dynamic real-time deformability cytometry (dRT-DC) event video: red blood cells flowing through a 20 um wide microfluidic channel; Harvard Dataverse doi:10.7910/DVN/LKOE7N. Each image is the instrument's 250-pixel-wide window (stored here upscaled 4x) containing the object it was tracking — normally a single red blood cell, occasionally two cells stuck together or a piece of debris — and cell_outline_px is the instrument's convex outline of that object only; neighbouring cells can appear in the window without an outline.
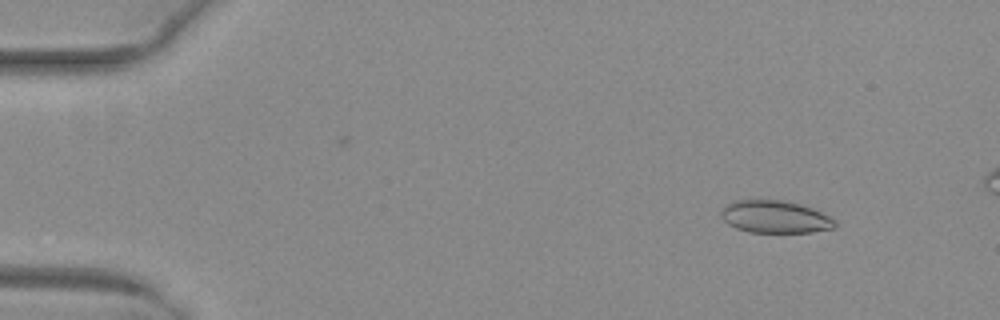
{"species": "common noctule bat (a hibernating species)", "species_latin": "Nyctalus noctula", "temperature_condition": "warm", "stored_images_in_passage": 33, "camera_frame_rate_fps": 3000, "um_per_image_px": 0.085, "animal": {"sex": "female", "body_mass_g": 29.2, "forearm_length_mm": 56.3}, "frame": {"image": 1, "passage_image": 6, "time_ms": 1.667, "image_size_px": [1000, 320], "cell_outline_px": [[836, 228], [812, 232], [748, 232], [736, 228], [728, 224], [720, 216], [720, 212], [732, 200], [784, 200], [800, 204], [812, 208], [836, 220]], "centroid_in_image_um": [65.88, 18.43], "position_along_channel_um": 19.1, "area_um2": 21.56}}
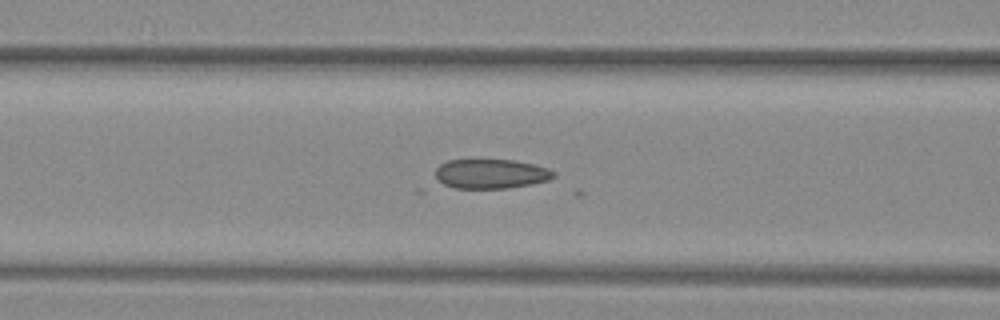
{"frame": {"image": 2, "passage_image": 22, "time_ms": 7.0, "image_size_px": [1000, 320], "cell_outline_px": [[556, 176], [548, 180], [532, 184], [508, 188], [452, 188], [436, 180], [436, 168], [440, 164], [448, 160], [516, 160], [548, 168], [556, 172]], "centroid_in_image_um": [41.73, 14.78], "position_along_channel_um": 124.9, "area_um2": 20.4}}
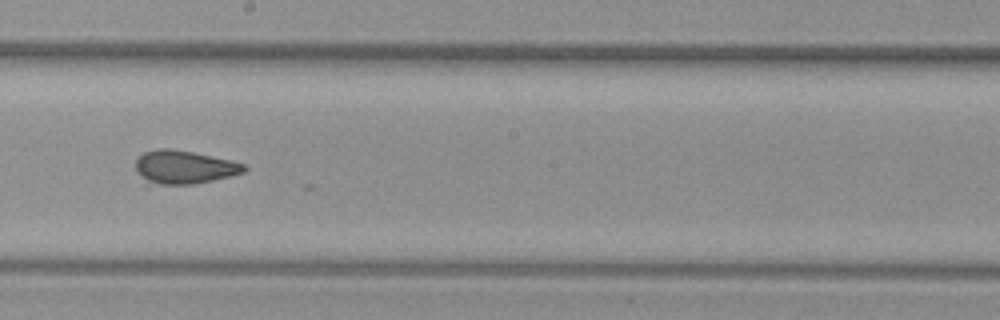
{"frame": {"image": 3, "passage_image": 30, "time_ms": 9.667, "image_size_px": [1000, 320], "cell_outline_px": [[248, 168], [244, 172], [212, 180], [192, 184], [160, 184], [148, 180], [140, 176], [136, 172], [136, 160], [144, 152], [156, 148], [168, 148], [192, 152], [232, 160], [244, 164]], "centroid_in_image_um": [15.66, 14.18], "position_along_channel_um": 232.5, "area_um2": 20.75}}